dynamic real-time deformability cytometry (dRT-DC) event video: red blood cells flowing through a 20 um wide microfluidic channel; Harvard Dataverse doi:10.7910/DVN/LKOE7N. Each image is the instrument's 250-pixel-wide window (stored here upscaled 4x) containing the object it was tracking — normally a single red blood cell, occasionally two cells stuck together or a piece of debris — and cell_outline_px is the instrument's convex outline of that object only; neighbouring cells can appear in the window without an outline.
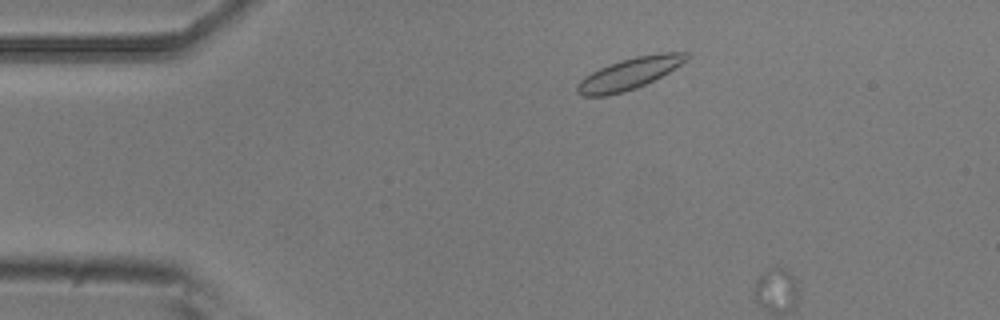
{"species": "common noctule bat (a hibernating species)", "species_latin": "Nyctalus noctula", "temperature_condition": "room temperature", "stored_images_in_passage": 2, "segment_of_instrument_passage": [1, 2], "camera_frame_rate_fps": 3000, "um_per_image_px": 0.085, "animal": {"sex": "male", "body_mass_g": 20.5, "forearm_length_mm": 52.5}, "frame": {"image": 1, "passage_image": 1, "time_ms": 0.0, "image_size_px": [1000, 320], "cell_outline_px": [[692, 56], [688, 60], [668, 72], [636, 88], [624, 92], [608, 96], [580, 96], [576, 92], [576, 84], [584, 76], [608, 64], [636, 56], [660, 52], [688, 52]], "centroid_in_image_um": [53.48, 6.25], "position_along_channel_um": 31.5, "area_um2": 20.17}}